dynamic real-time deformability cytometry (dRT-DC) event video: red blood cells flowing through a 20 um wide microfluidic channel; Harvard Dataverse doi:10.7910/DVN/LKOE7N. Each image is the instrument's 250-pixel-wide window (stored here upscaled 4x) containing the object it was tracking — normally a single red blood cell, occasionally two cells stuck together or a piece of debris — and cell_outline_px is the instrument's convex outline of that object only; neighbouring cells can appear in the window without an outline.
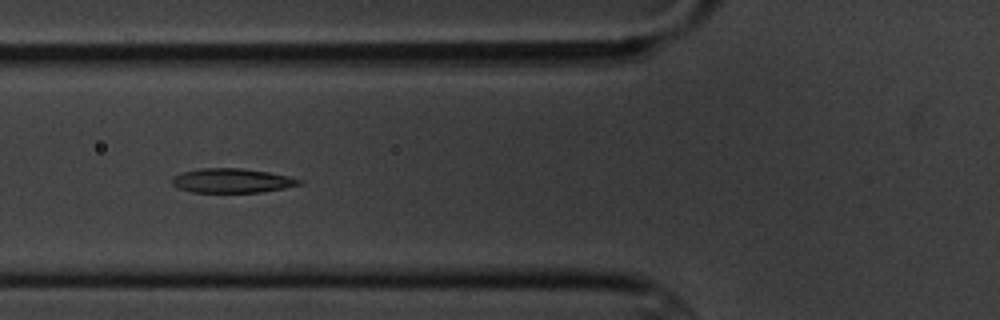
{"species": "common noctule bat (a hibernating species)", "species_latin": "Nyctalus noctula", "temperature_condition": "cold", "stored_images_in_passage": 7, "camera_frame_rate_fps": 3000, "um_per_image_px": 0.085, "animal": {"sex": "male", "body_mass_g": 20.1, "forearm_length_mm": 53.5}, "frame": {"image": 1, "passage_image": 6, "time_ms": 6.667, "image_size_px": [1000, 320], "cell_outline_px": [[304, 184], [284, 188], [260, 192], [192, 192], [176, 188], [172, 184], [172, 176], [180, 172], [200, 168], [244, 168], [268, 172], [288, 176], [304, 180]], "centroid_in_image_um": [19.7, 15.35], "position_along_channel_um": 106.1, "area_um2": 18.26}}
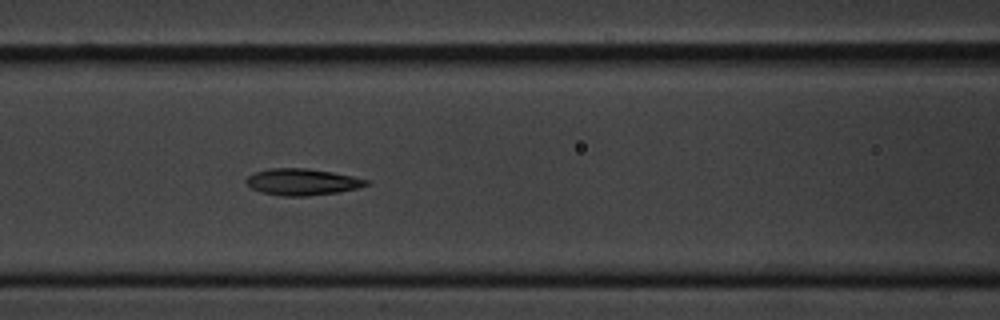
{"frame": {"image": 2, "passage_image": 7, "time_ms": 7.667, "image_size_px": [1000, 320], "cell_outline_px": [[372, 184], [356, 188], [336, 192], [308, 196], [284, 196], [260, 192], [252, 188], [244, 180], [248, 176], [256, 172], [268, 168], [304, 168], [332, 172], [352, 176], [368, 180]], "centroid_in_image_um": [25.68, 15.46], "position_along_channel_um": 140.9, "area_um2": 18.44}}